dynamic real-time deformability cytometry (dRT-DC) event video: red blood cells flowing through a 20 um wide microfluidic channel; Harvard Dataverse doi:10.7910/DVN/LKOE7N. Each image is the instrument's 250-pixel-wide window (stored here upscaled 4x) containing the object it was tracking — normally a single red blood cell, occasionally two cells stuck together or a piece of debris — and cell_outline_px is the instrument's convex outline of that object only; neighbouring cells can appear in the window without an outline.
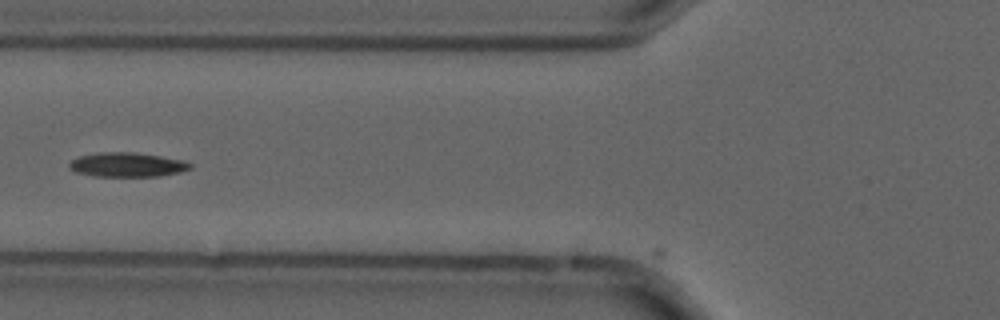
{"species": "common noctule bat (a hibernating species)", "species_latin": "Nyctalus noctula", "temperature_condition": "cold", "stored_images_in_passage": 4, "camera_frame_rate_fps": 3000, "um_per_image_px": 0.085, "animal": {"sex": "male", "forearm_length_mm": 52.5}, "frame": {"image": 1, "passage_image": 3, "time_ms": 0.667, "image_size_px": [1000, 320], "cell_outline_px": [[192, 168], [180, 172], [160, 176], [96, 176], [76, 172], [68, 168], [68, 164], [72, 160], [80, 156], [100, 152], [132, 152], [160, 156], [184, 160], [192, 164]], "centroid_in_image_um": [10.82, 14.0], "position_along_channel_um": 115.0, "area_um2": 17.11}}